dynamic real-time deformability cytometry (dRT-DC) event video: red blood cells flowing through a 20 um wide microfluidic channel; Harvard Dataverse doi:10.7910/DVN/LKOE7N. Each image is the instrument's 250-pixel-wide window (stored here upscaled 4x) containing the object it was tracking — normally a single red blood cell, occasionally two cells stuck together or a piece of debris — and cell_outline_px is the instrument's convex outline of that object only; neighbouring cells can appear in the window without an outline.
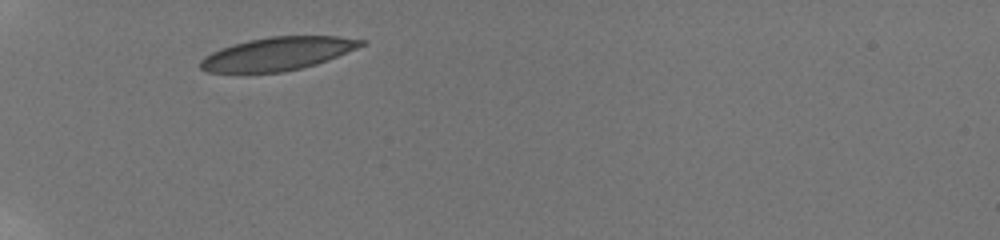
{"species": "human", "species_latin": "Homo sapiens", "temperature_condition": "room temperature", "stored_images_in_passage": 3, "camera_frame_rate_fps": 3000, "um_per_image_px": 0.085, "donor": {"sex": "male"}, "frame": {"image": 1, "passage_image": 1, "time_ms": 0.0, "image_size_px": [1000, 240], "cell_outline_px": [[368, 44], [328, 60], [316, 64], [300, 68], [280, 72], [208, 72], [200, 68], [200, 60], [204, 56], [220, 48], [232, 44], [248, 40], [272, 36], [340, 36], [368, 40]], "centroid_in_image_um": [23.65, 4.55], "position_along_channel_um": 61.4, "area_um2": 31.15}}